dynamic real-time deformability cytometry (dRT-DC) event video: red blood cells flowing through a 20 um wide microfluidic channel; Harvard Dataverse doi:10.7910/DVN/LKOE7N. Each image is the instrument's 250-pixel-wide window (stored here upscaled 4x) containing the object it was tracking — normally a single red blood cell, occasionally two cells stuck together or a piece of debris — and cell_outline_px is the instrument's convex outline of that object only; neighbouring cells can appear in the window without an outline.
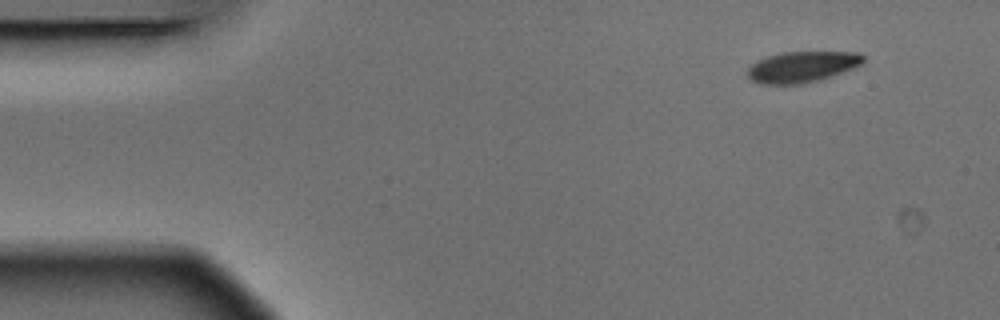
{"species": "Egyptian fruit bat (a non-hibernating species)", "species_latin": "Rousettus aegyptiacus", "temperature_condition": "warm", "stored_images_in_passage": 4, "camera_frame_rate_fps": 3000, "um_per_image_px": 0.085, "animal": {"sex": "male"}, "frame": {"image": 1, "passage_image": 1, "time_ms": 0.0, "image_size_px": [1000, 320], "cell_outline_px": [[864, 60], [860, 64], [852, 68], [816, 80], [800, 84], [760, 84], [752, 80], [748, 76], [748, 68], [752, 64], [768, 56], [780, 52], [860, 52], [864, 56]], "centroid_in_image_um": [68.15, 5.67], "position_along_channel_um": 16.8, "area_um2": 20.46}}
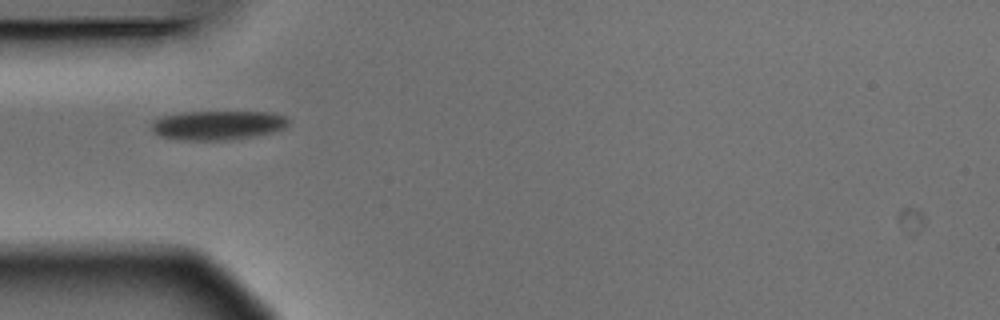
{"frame": {"image": 2, "passage_image": 4, "time_ms": 1.0, "image_size_px": [1000, 320], "cell_outline_px": [[288, 124], [284, 128], [272, 132], [232, 140], [176, 140], [160, 136], [152, 132], [152, 120], [164, 116], [180, 112], [272, 112], [288, 116]], "centroid_in_image_um": [18.49, 10.64], "position_along_channel_um": 66.5, "area_um2": 23.52}}